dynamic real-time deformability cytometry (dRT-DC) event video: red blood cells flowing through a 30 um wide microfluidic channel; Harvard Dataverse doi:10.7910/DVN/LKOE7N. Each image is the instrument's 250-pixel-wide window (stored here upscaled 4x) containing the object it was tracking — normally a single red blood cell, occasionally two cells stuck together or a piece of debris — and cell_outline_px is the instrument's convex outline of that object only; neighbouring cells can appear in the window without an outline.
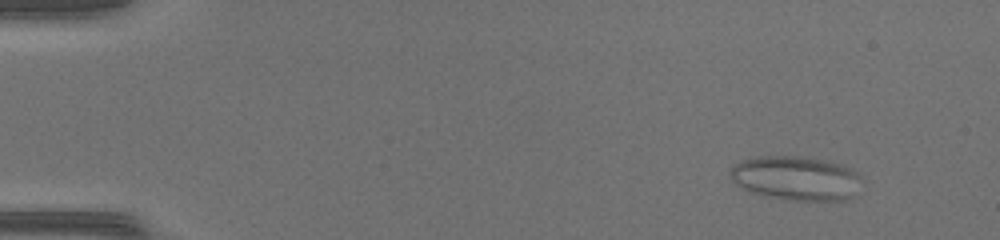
{"species": "common noctule bat (a hibernating species)", "species_latin": "Nyctalus noctula", "temperature_condition": "warm", "stored_images_in_passage": 48, "camera_frame_rate_fps": 3000, "um_per_image_px": 0.085, "animal": {"sex": "female", "body_mass_g": 17.0, "forearm_length_mm": 48.0}, "frame": {"image": 1, "passage_image": 5, "time_ms": 1.333, "image_size_px": [1000, 240], "cell_outline_px": [[864, 180], [852, 196], [844, 200], [788, 200], [764, 196], [748, 192], [740, 188], [728, 176], [728, 172], [740, 160], [756, 156], [800, 156], [824, 160], [844, 164], [852, 168]], "centroid_in_image_um": [67.64, 15.14], "position_along_channel_um": 17.4, "area_um2": 34.45}}
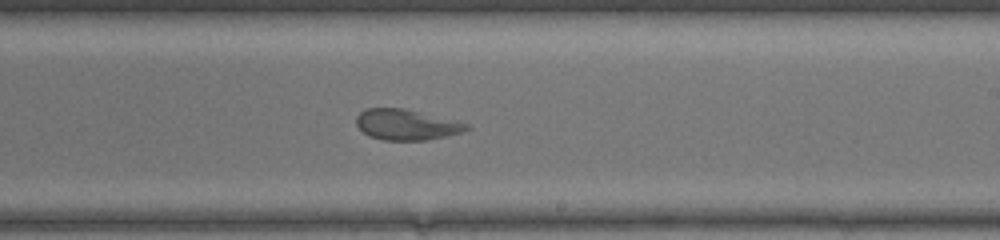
{"frame": {"image": 2, "passage_image": 30, "time_ms": 9.667, "image_size_px": [1000, 240], "cell_outline_px": [[472, 128], [448, 136], [428, 140], [384, 140], [368, 136], [356, 124], [356, 116], [360, 112], [368, 108], [400, 108], [456, 120], [468, 124]], "centroid_in_image_um": [34.55, 10.6], "position_along_channel_um": 254.5, "area_um2": 19.59}}
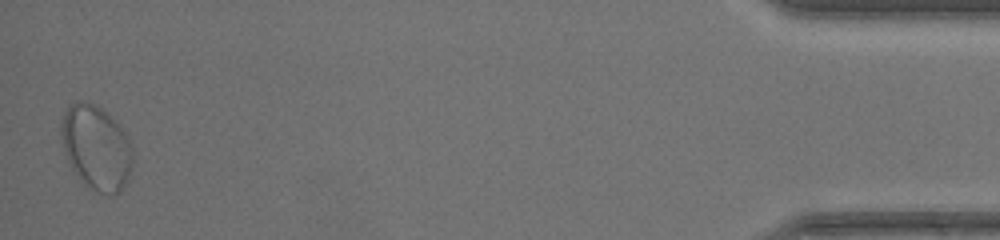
{"frame": {"image": 3, "passage_image": 48, "time_ms": 15.667, "image_size_px": [1000, 240], "cell_outline_px": [[132, 168], [128, 180], [120, 192], [112, 196], [108, 196], [84, 188], [72, 168], [68, 160], [60, 136], [60, 124], [68, 108], [72, 104], [92, 104], [100, 108], [124, 132], [132, 148]], "centroid_in_image_um": [8.18, 12.68], "position_along_channel_um": 427.0, "area_um2": 34.85}, "authors_computed_cell_mechanics": {"area_um2": 26.7614, "velocity_mm_per_s": 4.3311, "shape_relaxation_time_tau1_ms": null, "shape_relaxation_time_tau2_ms": 1.4082, "deformation_change_tau1": null, "deformation_change_tau2": 0.0848}}